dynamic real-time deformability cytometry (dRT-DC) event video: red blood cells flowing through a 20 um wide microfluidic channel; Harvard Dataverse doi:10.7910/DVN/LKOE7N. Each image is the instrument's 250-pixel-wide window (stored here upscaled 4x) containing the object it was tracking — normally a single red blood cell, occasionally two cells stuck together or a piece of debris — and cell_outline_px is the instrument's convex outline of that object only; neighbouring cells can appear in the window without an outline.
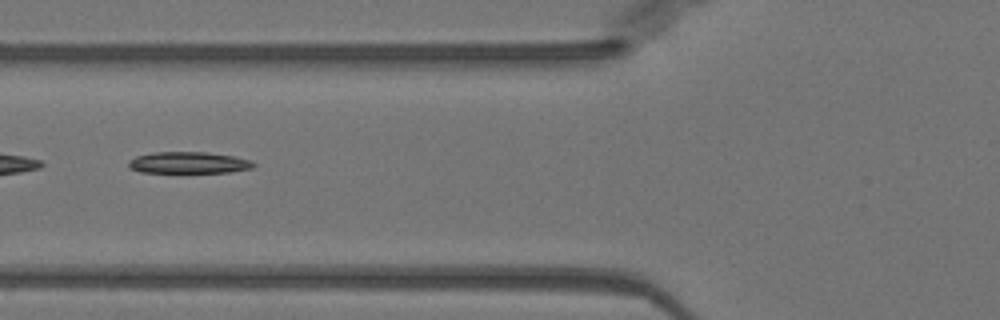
{"species": "Egyptian fruit bat (a non-hibernating species)", "species_latin": "Rousettus aegyptiacus", "temperature_condition": "warm", "stored_images_in_passage": 50, "camera_frame_rate_fps": 3000, "um_per_image_px": 0.085, "animal": {"sex": "female"}, "frame": {"image": 1, "passage_image": 19, "time_ms": 6.0, "image_size_px": [1000, 320], "cell_outline_px": [[256, 164], [252, 168], [228, 172], [140, 172], [128, 168], [128, 164], [136, 156], [152, 152], [204, 152], [232, 156], [252, 160]], "centroid_in_image_um": [16.03, 13.82], "position_along_channel_um": 109.8, "area_um2": 15.55}}
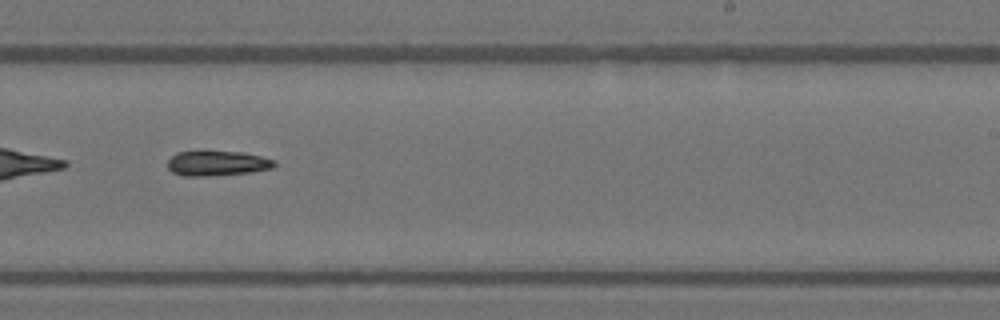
{"frame": {"image": 2, "passage_image": 31, "time_ms": 10.0, "image_size_px": [1000, 320], "cell_outline_px": [[276, 164], [272, 168], [252, 172], [204, 176], [184, 176], [172, 172], [168, 168], [168, 160], [176, 152], [240, 152], [260, 156], [276, 160]], "centroid_in_image_um": [18.46, 13.89], "position_along_channel_um": 270.5, "area_um2": 15.32}}
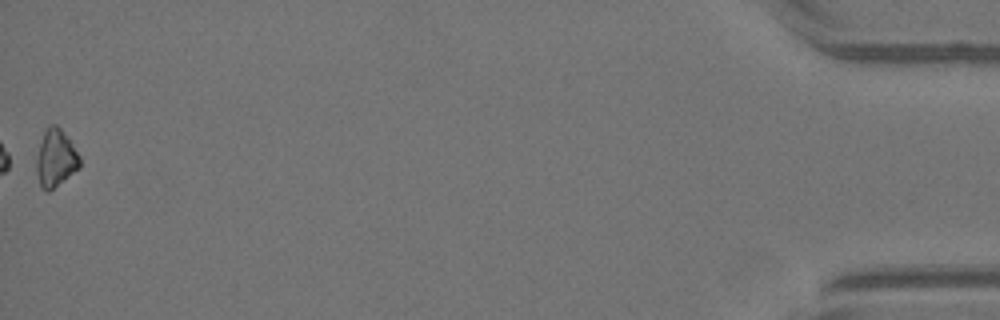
{"frame": {"image": 3, "passage_image": 50, "time_ms": 16.333, "image_size_px": [1000, 320], "cell_outline_px": [[80, 168], [48, 192], [40, 188], [36, 172], [36, 156], [44, 132], [48, 124], [56, 124], [60, 128], [80, 156]], "centroid_in_image_um": [4.71, 13.47], "position_along_channel_um": 430.5, "area_um2": 14.45}}